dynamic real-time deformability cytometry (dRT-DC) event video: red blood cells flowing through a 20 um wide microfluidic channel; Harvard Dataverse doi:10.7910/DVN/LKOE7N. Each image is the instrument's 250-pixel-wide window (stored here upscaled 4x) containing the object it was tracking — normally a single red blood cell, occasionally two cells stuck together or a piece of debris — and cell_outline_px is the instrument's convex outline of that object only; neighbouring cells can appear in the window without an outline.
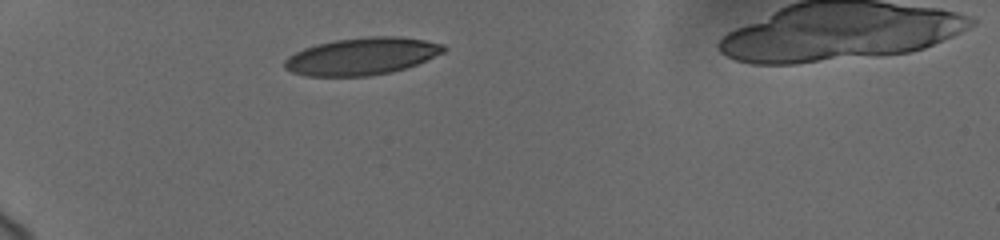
{"species": "human", "species_latin": "Homo sapiens", "temperature_condition": "cold", "stored_images_in_passage": 31, "camera_frame_rate_fps": 3000, "um_per_image_px": 0.085, "donor": {"sex": "female"}, "frame": {"image": 1, "passage_image": 1, "time_ms": 0.0, "image_size_px": [1000, 240], "cell_outline_px": [[448, 48], [444, 52], [416, 64], [392, 72], [368, 76], [304, 76], [292, 72], [284, 68], [284, 60], [288, 56], [304, 48], [316, 44], [336, 40], [368, 36], [400, 36], [424, 40], [444, 44]], "centroid_in_image_um": [30.75, 4.78], "position_along_channel_um": 54.3, "area_um2": 34.56}}
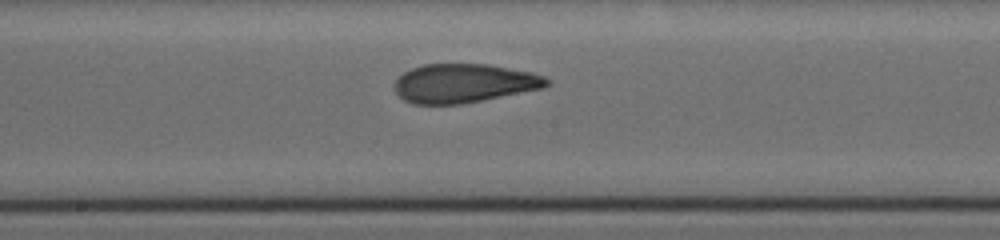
{"frame": {"image": 2, "passage_image": 18, "time_ms": 5.0, "image_size_px": [1000, 240], "cell_outline_px": [[552, 80], [544, 88], [460, 104], [412, 104], [404, 100], [396, 92], [392, 84], [404, 72], [412, 68], [424, 64], [488, 64], [532, 72], [544, 76]], "centroid_in_image_um": [39.43, 7.07], "position_along_channel_um": 208.8, "area_um2": 34.51}}
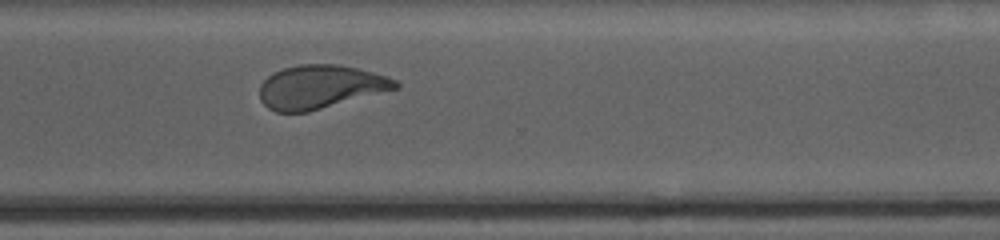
{"frame": {"image": 3, "passage_image": 31, "time_ms": 8.667, "image_size_px": [1000, 240], "cell_outline_px": [[400, 88], [308, 112], [276, 112], [268, 108], [260, 100], [260, 84], [272, 72], [284, 68], [300, 64], [336, 64], [356, 68], [388, 76], [396, 80], [400, 84]], "centroid_in_image_um": [27.23, 7.38], "position_along_channel_um": 343.4, "area_um2": 34.56}}